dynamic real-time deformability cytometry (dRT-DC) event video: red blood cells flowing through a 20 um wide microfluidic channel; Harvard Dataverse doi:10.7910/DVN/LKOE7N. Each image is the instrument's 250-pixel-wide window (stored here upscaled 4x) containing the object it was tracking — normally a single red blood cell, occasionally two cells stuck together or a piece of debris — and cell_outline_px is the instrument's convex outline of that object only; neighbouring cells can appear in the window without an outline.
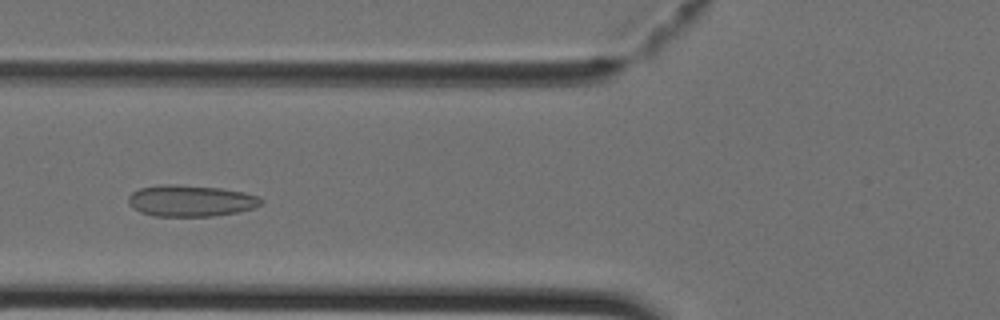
{"species": "Egyptian fruit bat (a non-hibernating species)", "species_latin": "Rousettus aegyptiacus", "temperature_condition": "cold", "stored_images_in_passage": 42, "camera_frame_rate_fps": 3000, "um_per_image_px": 0.085, "animal": {"sex": "female"}, "frame": {"image": 1, "passage_image": 15, "time_ms": 4.667, "image_size_px": [1000, 320], "cell_outline_px": [[264, 204], [252, 208], [236, 212], [212, 216], [152, 216], [140, 212], [132, 208], [128, 204], [128, 196], [132, 192], [140, 188], [160, 184], [176, 184], [220, 188], [244, 192], [260, 196], [264, 200]], "centroid_in_image_um": [16.2, 17.06], "position_along_channel_um": 109.6, "area_um2": 24.57}}
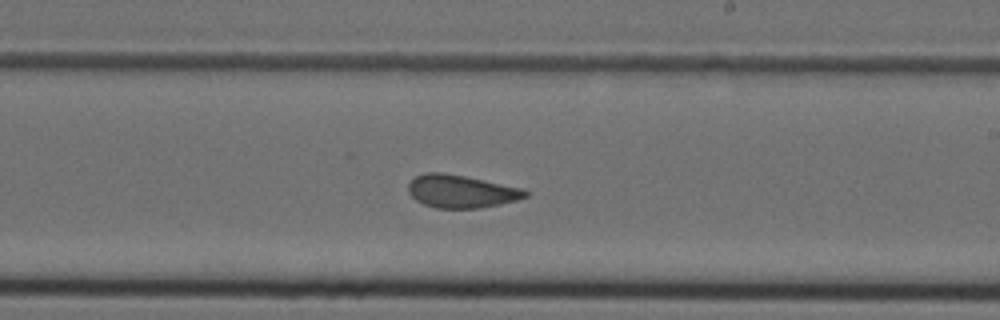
{"frame": {"image": 2, "passage_image": 24, "time_ms": 7.667, "image_size_px": [1000, 320], "cell_outline_px": [[528, 196], [516, 200], [500, 204], [480, 208], [436, 208], [424, 204], [416, 200], [408, 192], [408, 184], [416, 176], [424, 172], [440, 172], [464, 176], [524, 188], [528, 192]], "centroid_in_image_um": [39.2, 16.26], "position_along_channel_um": 249.8, "area_um2": 22.37}}
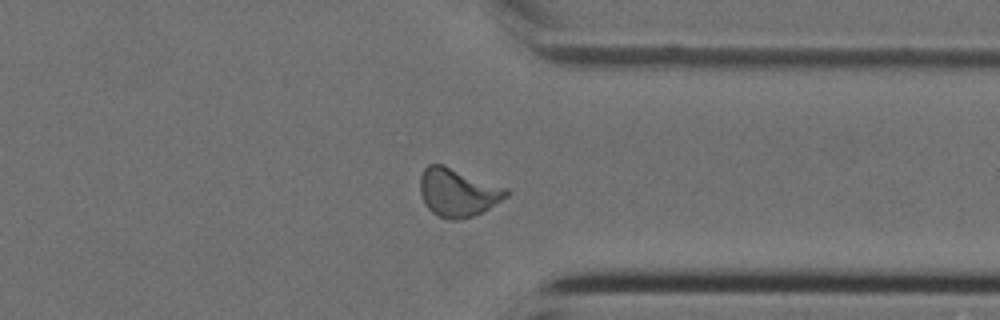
{"frame": {"image": 3, "passage_image": 32, "time_ms": 10.333, "image_size_px": [1000, 320], "cell_outline_px": [[508, 196], [488, 208], [472, 216], [456, 220], [452, 220], [440, 216], [432, 212], [424, 204], [420, 192], [420, 176], [424, 168], [428, 164], [444, 164], [508, 188]], "centroid_in_image_um": [38.89, 16.33], "position_along_channel_um": 372.5, "area_um2": 24.16}}